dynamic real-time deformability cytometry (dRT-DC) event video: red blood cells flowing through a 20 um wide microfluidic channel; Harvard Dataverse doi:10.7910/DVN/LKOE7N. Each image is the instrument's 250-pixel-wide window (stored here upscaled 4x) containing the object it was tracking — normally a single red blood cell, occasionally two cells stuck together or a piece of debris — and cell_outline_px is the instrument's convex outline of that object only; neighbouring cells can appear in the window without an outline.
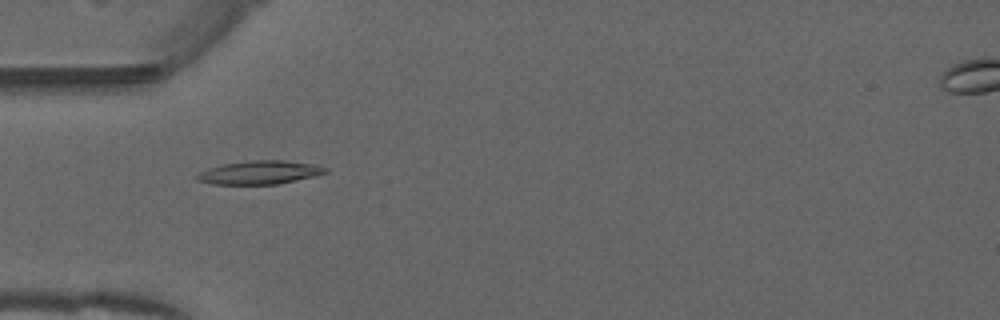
{"species": "common noctule bat (a hibernating species)", "species_latin": "Nyctalus noctula", "temperature_condition": "warm", "stored_images_in_passage": 38, "camera_frame_rate_fps": 3000, "um_per_image_px": 0.085, "animal": {"sex": "male", "forearm_length_mm": 52.5}, "frame": {"image": 1, "passage_image": 3, "time_ms": 0.667, "image_size_px": [1000, 320], "cell_outline_px": [[328, 172], [312, 176], [276, 184], [212, 184], [196, 180], [196, 176], [200, 172], [208, 168], [224, 164], [248, 160], [284, 160], [316, 164], [328, 168]], "centroid_in_image_um": [22.06, 14.65], "position_along_channel_um": 62.9, "area_um2": 17.46}}
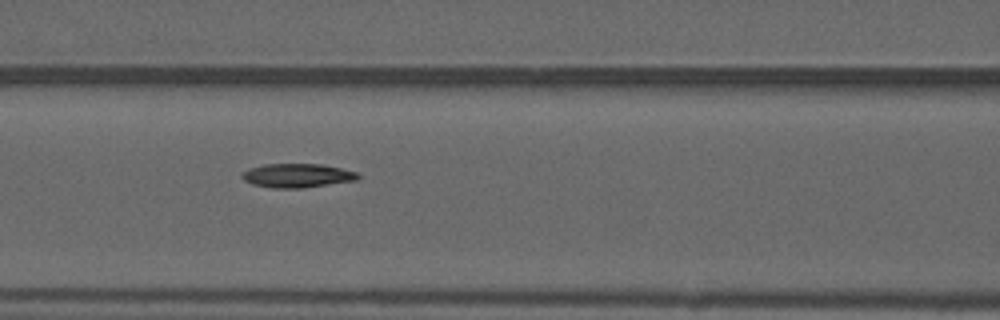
{"frame": {"image": 2, "passage_image": 9, "time_ms": 2.667, "image_size_px": [1000, 320], "cell_outline_px": [[360, 180], [300, 188], [276, 188], [252, 184], [244, 180], [240, 176], [248, 168], [264, 164], [320, 164], [340, 168], [356, 172], [360, 176]], "centroid_in_image_um": [25.27, 14.92], "position_along_channel_um": 141.3, "area_um2": 16.13}}
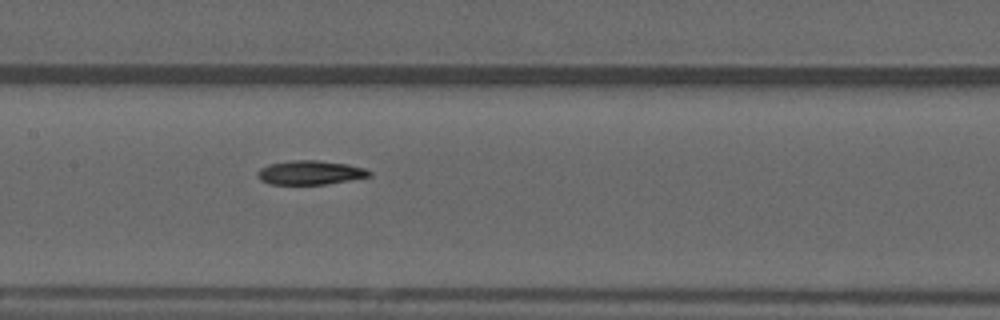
{"frame": {"image": 3, "passage_image": 12, "time_ms": 3.667, "image_size_px": [1000, 320], "cell_outline_px": [[372, 176], [324, 184], [268, 184], [260, 180], [256, 176], [256, 172], [260, 168], [268, 164], [292, 160], [316, 160], [348, 164], [364, 168], [372, 172]], "centroid_in_image_um": [26.32, 14.66], "position_along_channel_um": 181.1, "area_um2": 15.72}, "authors_computed_cell_mechanics": {"area_um2": 15.6638, "velocity_mm_per_s": 3.9713, "shape_relaxation_time_tau1_ms": 5.0296, "shape_relaxation_time_tau2_ms": 4.3301, "deformation_change_tau1": 0.1793, "deformation_change_tau2": 0.1087}}